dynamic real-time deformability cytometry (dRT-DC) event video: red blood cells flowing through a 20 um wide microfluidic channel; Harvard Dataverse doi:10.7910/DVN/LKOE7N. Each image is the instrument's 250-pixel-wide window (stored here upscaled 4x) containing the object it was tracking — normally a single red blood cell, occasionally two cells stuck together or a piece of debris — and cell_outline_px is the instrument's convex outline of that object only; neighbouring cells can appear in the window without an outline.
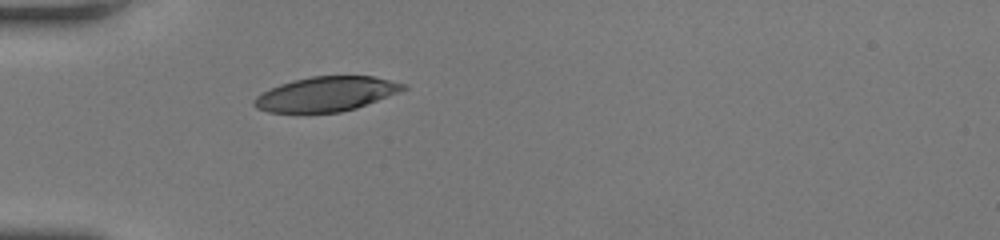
{"species": "human", "species_latin": "Homo sapiens", "temperature_condition": "room temperature", "stored_images_in_passage": 35, "camera_frame_rate_fps": 3000, "um_per_image_px": 0.085, "donor": {"sex": "female"}, "frame": {"image": 1, "passage_image": 1, "time_ms": 0.0, "image_size_px": [1000, 240], "cell_outline_px": [[408, 88], [400, 92], [356, 108], [340, 112], [268, 112], [256, 108], [252, 104], [252, 100], [256, 96], [280, 84], [312, 76], [372, 76], [404, 84]], "centroid_in_image_um": [27.72, 7.99], "position_along_channel_um": 57.3, "area_um2": 29.71}}
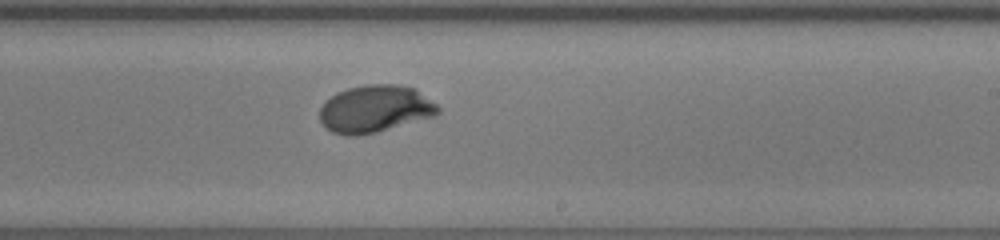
{"frame": {"image": 2, "passage_image": 16, "time_ms": 5.0, "image_size_px": [1000, 240], "cell_outline_px": [[440, 112], [436, 116], [376, 132], [352, 136], [344, 136], [332, 132], [324, 128], [320, 120], [320, 108], [336, 92], [348, 88], [368, 84], [396, 84], [416, 88], [436, 104], [440, 108]], "centroid_in_image_um": [31.89, 9.26], "position_along_channel_um": 257.1, "area_um2": 32.71}}
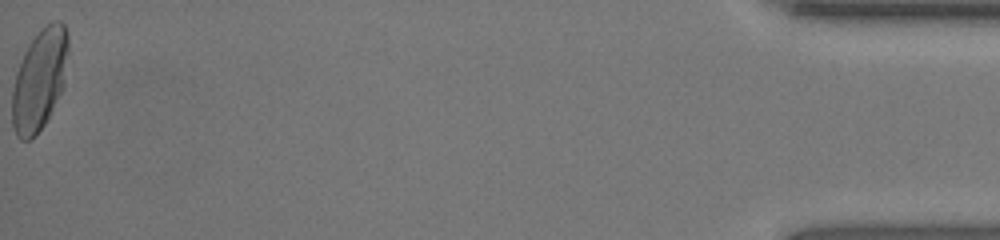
{"frame": {"image": 3, "passage_image": 35, "time_ms": 11.333, "image_size_px": [1000, 240], "cell_outline_px": [[68, 52], [64, 88], [44, 124], [36, 136], [28, 140], [20, 140], [16, 136], [12, 124], [12, 92], [16, 72], [24, 52], [32, 40], [52, 20], [60, 20], [64, 24], [68, 36]], "centroid_in_image_um": [3.37, 6.8], "position_along_channel_um": 431.8, "area_um2": 33.06}, "authors_computed_cell_mechanics": {"area_um2": 31.79, "velocity_mm_per_s": 4.235, "shape_relaxation_time_tau1_ms": 2.7076, "shape_relaxation_time_tau2_ms": null, "deformation_change_tau1": 0.1843, "deformation_change_tau2": null}}